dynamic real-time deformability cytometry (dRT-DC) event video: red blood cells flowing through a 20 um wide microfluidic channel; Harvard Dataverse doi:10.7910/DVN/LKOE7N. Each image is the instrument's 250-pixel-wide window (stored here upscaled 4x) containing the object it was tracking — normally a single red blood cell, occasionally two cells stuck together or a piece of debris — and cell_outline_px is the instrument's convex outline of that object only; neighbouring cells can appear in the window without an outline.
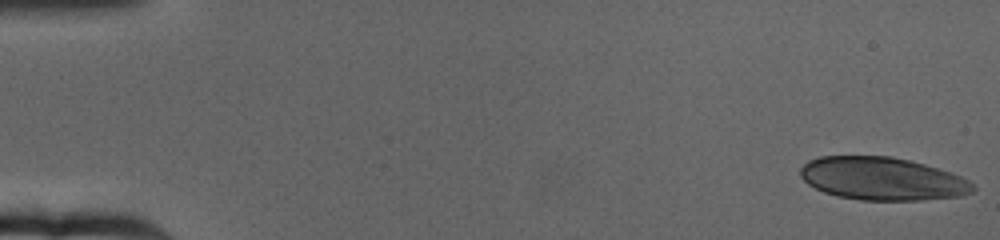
{"species": "human", "species_latin": "Homo sapiens", "temperature_condition": "cold", "stored_images_in_passage": 63, "camera_frame_rate_fps": 3000, "um_per_image_px": 0.085, "donor": {"sex": "female"}, "frame": {"image": 1, "passage_image": 1, "time_ms": 0.0, "image_size_px": [1000, 240], "cell_outline_px": [[976, 188], [972, 192], [960, 196], [920, 200], [860, 200], [836, 196], [824, 192], [808, 184], [800, 176], [800, 168], [808, 160], [820, 156], [892, 156], [924, 164], [952, 172], [968, 180]], "centroid_in_image_um": [74.98, 15.19], "position_along_channel_um": 10.0, "area_um2": 43.23}}
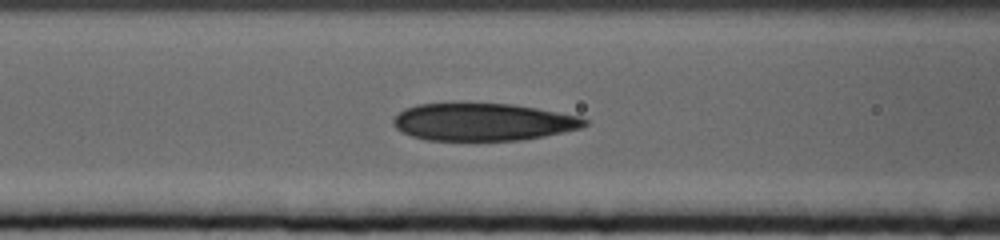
{"frame": {"image": 2, "passage_image": 26, "time_ms": 8.333, "image_size_px": [1000, 240], "cell_outline_px": [[588, 124], [580, 128], [544, 136], [520, 140], [428, 140], [412, 136], [396, 128], [392, 124], [392, 120], [404, 108], [416, 104], [512, 104], [536, 108], [580, 116], [588, 120]], "centroid_in_image_um": [41.06, 10.37], "position_along_channel_um": 125.5, "area_um2": 41.44}}
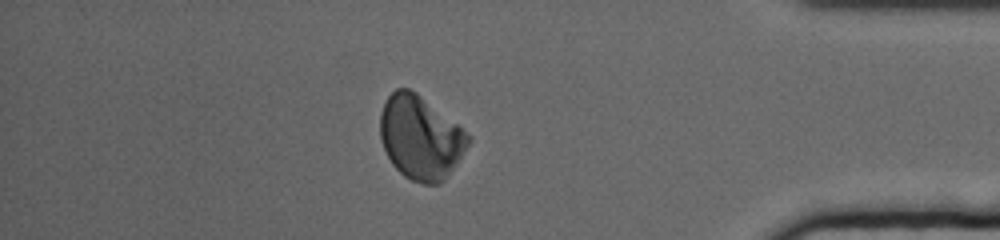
{"frame": {"image": 3, "passage_image": 55, "time_ms": 18.0, "image_size_px": [1000, 240], "cell_outline_px": [[472, 140], [456, 164], [444, 180], [440, 184], [424, 184], [412, 180], [404, 176], [392, 164], [380, 140], [380, 112], [388, 96], [396, 88], [408, 88], [416, 92], [468, 132], [472, 136]], "centroid_in_image_um": [35.75, 11.69], "position_along_channel_um": 399.5, "area_um2": 42.89}, "authors_computed_cell_mechanics": {"area_um2": 42.8876, "velocity_mm_per_s": 3.1563, "shape_relaxation_time_tau1_ms": 4.3358, "shape_relaxation_time_tau2_ms": 7.4321, "deformation_change_tau1": 0.108, "deformation_change_tau2": 0.1148}}